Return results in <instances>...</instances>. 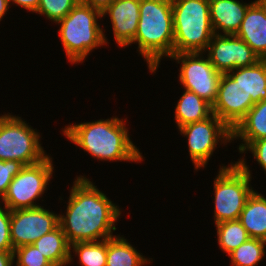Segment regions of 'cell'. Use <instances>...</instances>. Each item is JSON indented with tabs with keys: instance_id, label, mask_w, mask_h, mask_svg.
<instances>
[{
	"instance_id": "8fae6325",
	"label": "cell",
	"mask_w": 266,
	"mask_h": 266,
	"mask_svg": "<svg viewBox=\"0 0 266 266\" xmlns=\"http://www.w3.org/2000/svg\"><path fill=\"white\" fill-rule=\"evenodd\" d=\"M59 226V214L44 206L10 211V238L13 249L33 244Z\"/></svg>"
},
{
	"instance_id": "4316f807",
	"label": "cell",
	"mask_w": 266,
	"mask_h": 266,
	"mask_svg": "<svg viewBox=\"0 0 266 266\" xmlns=\"http://www.w3.org/2000/svg\"><path fill=\"white\" fill-rule=\"evenodd\" d=\"M15 266H54L33 244L14 249Z\"/></svg>"
},
{
	"instance_id": "836d02e7",
	"label": "cell",
	"mask_w": 266,
	"mask_h": 266,
	"mask_svg": "<svg viewBox=\"0 0 266 266\" xmlns=\"http://www.w3.org/2000/svg\"><path fill=\"white\" fill-rule=\"evenodd\" d=\"M10 4L8 0H0V21L3 20L4 15L9 11Z\"/></svg>"
},
{
	"instance_id": "1f68e13d",
	"label": "cell",
	"mask_w": 266,
	"mask_h": 266,
	"mask_svg": "<svg viewBox=\"0 0 266 266\" xmlns=\"http://www.w3.org/2000/svg\"><path fill=\"white\" fill-rule=\"evenodd\" d=\"M112 1L115 0H80L83 4L89 5L101 12L104 11Z\"/></svg>"
},
{
	"instance_id": "f1b7e54d",
	"label": "cell",
	"mask_w": 266,
	"mask_h": 266,
	"mask_svg": "<svg viewBox=\"0 0 266 266\" xmlns=\"http://www.w3.org/2000/svg\"><path fill=\"white\" fill-rule=\"evenodd\" d=\"M0 251H14L10 238V210L0 203Z\"/></svg>"
},
{
	"instance_id": "3957f363",
	"label": "cell",
	"mask_w": 266,
	"mask_h": 266,
	"mask_svg": "<svg viewBox=\"0 0 266 266\" xmlns=\"http://www.w3.org/2000/svg\"><path fill=\"white\" fill-rule=\"evenodd\" d=\"M133 43L149 72L156 73L161 60L173 55L172 0H140L138 29L130 45Z\"/></svg>"
},
{
	"instance_id": "cb8c5ba5",
	"label": "cell",
	"mask_w": 266,
	"mask_h": 266,
	"mask_svg": "<svg viewBox=\"0 0 266 266\" xmlns=\"http://www.w3.org/2000/svg\"><path fill=\"white\" fill-rule=\"evenodd\" d=\"M215 226L218 246L227 255L250 238L239 220L224 221Z\"/></svg>"
},
{
	"instance_id": "2e32d148",
	"label": "cell",
	"mask_w": 266,
	"mask_h": 266,
	"mask_svg": "<svg viewBox=\"0 0 266 266\" xmlns=\"http://www.w3.org/2000/svg\"><path fill=\"white\" fill-rule=\"evenodd\" d=\"M252 3L239 0H209L210 21L214 33L236 34Z\"/></svg>"
},
{
	"instance_id": "7402d4cb",
	"label": "cell",
	"mask_w": 266,
	"mask_h": 266,
	"mask_svg": "<svg viewBox=\"0 0 266 266\" xmlns=\"http://www.w3.org/2000/svg\"><path fill=\"white\" fill-rule=\"evenodd\" d=\"M33 245L54 266H67L69 264L70 244L60 226L50 233L44 234Z\"/></svg>"
},
{
	"instance_id": "52a82bcc",
	"label": "cell",
	"mask_w": 266,
	"mask_h": 266,
	"mask_svg": "<svg viewBox=\"0 0 266 266\" xmlns=\"http://www.w3.org/2000/svg\"><path fill=\"white\" fill-rule=\"evenodd\" d=\"M20 116L0 114V160L32 165L49 154L41 145V134Z\"/></svg>"
},
{
	"instance_id": "9a60e30c",
	"label": "cell",
	"mask_w": 266,
	"mask_h": 266,
	"mask_svg": "<svg viewBox=\"0 0 266 266\" xmlns=\"http://www.w3.org/2000/svg\"><path fill=\"white\" fill-rule=\"evenodd\" d=\"M235 35L245 41L260 59L266 57V0L253 1Z\"/></svg>"
},
{
	"instance_id": "7c38bea8",
	"label": "cell",
	"mask_w": 266,
	"mask_h": 266,
	"mask_svg": "<svg viewBox=\"0 0 266 266\" xmlns=\"http://www.w3.org/2000/svg\"><path fill=\"white\" fill-rule=\"evenodd\" d=\"M203 53L207 54L214 68L222 74L236 68L252 66L261 60L251 47L235 34H214Z\"/></svg>"
},
{
	"instance_id": "4dcf8cb0",
	"label": "cell",
	"mask_w": 266,
	"mask_h": 266,
	"mask_svg": "<svg viewBox=\"0 0 266 266\" xmlns=\"http://www.w3.org/2000/svg\"><path fill=\"white\" fill-rule=\"evenodd\" d=\"M8 1L10 6L12 4H15L16 6L22 7L32 13L37 12L40 2V0H8Z\"/></svg>"
},
{
	"instance_id": "484cf974",
	"label": "cell",
	"mask_w": 266,
	"mask_h": 266,
	"mask_svg": "<svg viewBox=\"0 0 266 266\" xmlns=\"http://www.w3.org/2000/svg\"><path fill=\"white\" fill-rule=\"evenodd\" d=\"M80 0H40L38 13L54 23L63 19Z\"/></svg>"
},
{
	"instance_id": "83f0119b",
	"label": "cell",
	"mask_w": 266,
	"mask_h": 266,
	"mask_svg": "<svg viewBox=\"0 0 266 266\" xmlns=\"http://www.w3.org/2000/svg\"><path fill=\"white\" fill-rule=\"evenodd\" d=\"M21 162L0 160V200L4 197L13 178L23 169Z\"/></svg>"
},
{
	"instance_id": "f546056e",
	"label": "cell",
	"mask_w": 266,
	"mask_h": 266,
	"mask_svg": "<svg viewBox=\"0 0 266 266\" xmlns=\"http://www.w3.org/2000/svg\"><path fill=\"white\" fill-rule=\"evenodd\" d=\"M247 151H250L254 157V161L256 159L257 164L262 167L266 174V138L258 139L253 141L243 152L242 154H246Z\"/></svg>"
},
{
	"instance_id": "30bf717a",
	"label": "cell",
	"mask_w": 266,
	"mask_h": 266,
	"mask_svg": "<svg viewBox=\"0 0 266 266\" xmlns=\"http://www.w3.org/2000/svg\"><path fill=\"white\" fill-rule=\"evenodd\" d=\"M205 56V57H204ZM170 59L180 64V85L213 105L222 73L217 71L203 52L173 54Z\"/></svg>"
},
{
	"instance_id": "4fadbf2b",
	"label": "cell",
	"mask_w": 266,
	"mask_h": 266,
	"mask_svg": "<svg viewBox=\"0 0 266 266\" xmlns=\"http://www.w3.org/2000/svg\"><path fill=\"white\" fill-rule=\"evenodd\" d=\"M255 103L251 96L228 73L221 75L217 97L212 105V113L231 130L245 117Z\"/></svg>"
},
{
	"instance_id": "603a6c76",
	"label": "cell",
	"mask_w": 266,
	"mask_h": 266,
	"mask_svg": "<svg viewBox=\"0 0 266 266\" xmlns=\"http://www.w3.org/2000/svg\"><path fill=\"white\" fill-rule=\"evenodd\" d=\"M72 252L74 255L70 254L69 264L73 262V256H77L80 266H106L107 240L73 243L70 245Z\"/></svg>"
},
{
	"instance_id": "277c9868",
	"label": "cell",
	"mask_w": 266,
	"mask_h": 266,
	"mask_svg": "<svg viewBox=\"0 0 266 266\" xmlns=\"http://www.w3.org/2000/svg\"><path fill=\"white\" fill-rule=\"evenodd\" d=\"M102 12L79 2L58 24V37L71 64L85 62L96 48L107 46L104 29L99 25ZM107 44V45H106Z\"/></svg>"
},
{
	"instance_id": "d6986e66",
	"label": "cell",
	"mask_w": 266,
	"mask_h": 266,
	"mask_svg": "<svg viewBox=\"0 0 266 266\" xmlns=\"http://www.w3.org/2000/svg\"><path fill=\"white\" fill-rule=\"evenodd\" d=\"M251 96L254 103L266 100V61L259 60L256 64L248 67H240L228 72Z\"/></svg>"
},
{
	"instance_id": "5bb4252c",
	"label": "cell",
	"mask_w": 266,
	"mask_h": 266,
	"mask_svg": "<svg viewBox=\"0 0 266 266\" xmlns=\"http://www.w3.org/2000/svg\"><path fill=\"white\" fill-rule=\"evenodd\" d=\"M112 24L114 40L119 47H129L134 40L140 17V0H115L102 11Z\"/></svg>"
},
{
	"instance_id": "6da1fadb",
	"label": "cell",
	"mask_w": 266,
	"mask_h": 266,
	"mask_svg": "<svg viewBox=\"0 0 266 266\" xmlns=\"http://www.w3.org/2000/svg\"><path fill=\"white\" fill-rule=\"evenodd\" d=\"M85 175L76 176L71 187L66 212L59 214V226L68 243L107 240L116 235L121 208Z\"/></svg>"
},
{
	"instance_id": "e0dca14e",
	"label": "cell",
	"mask_w": 266,
	"mask_h": 266,
	"mask_svg": "<svg viewBox=\"0 0 266 266\" xmlns=\"http://www.w3.org/2000/svg\"><path fill=\"white\" fill-rule=\"evenodd\" d=\"M264 138H266V100L255 103L232 130V141L242 140L238 146L239 154H242L253 141Z\"/></svg>"
},
{
	"instance_id": "8992f818",
	"label": "cell",
	"mask_w": 266,
	"mask_h": 266,
	"mask_svg": "<svg viewBox=\"0 0 266 266\" xmlns=\"http://www.w3.org/2000/svg\"><path fill=\"white\" fill-rule=\"evenodd\" d=\"M244 156L230 164L220 165L214 179V223L238 220L249 195L254 191L251 186L252 170Z\"/></svg>"
},
{
	"instance_id": "ba28073f",
	"label": "cell",
	"mask_w": 266,
	"mask_h": 266,
	"mask_svg": "<svg viewBox=\"0 0 266 266\" xmlns=\"http://www.w3.org/2000/svg\"><path fill=\"white\" fill-rule=\"evenodd\" d=\"M53 165V159L49 155L38 163L25 165L11 181L0 203L10 211L40 207L36 202L49 187L47 185L54 173Z\"/></svg>"
},
{
	"instance_id": "9c48e42d",
	"label": "cell",
	"mask_w": 266,
	"mask_h": 266,
	"mask_svg": "<svg viewBox=\"0 0 266 266\" xmlns=\"http://www.w3.org/2000/svg\"><path fill=\"white\" fill-rule=\"evenodd\" d=\"M180 134L187 138L188 152L194 170L205 168L217 145L232 142V130L215 114L179 128Z\"/></svg>"
},
{
	"instance_id": "ac0fdd59",
	"label": "cell",
	"mask_w": 266,
	"mask_h": 266,
	"mask_svg": "<svg viewBox=\"0 0 266 266\" xmlns=\"http://www.w3.org/2000/svg\"><path fill=\"white\" fill-rule=\"evenodd\" d=\"M250 238L266 241V197L253 191L238 219Z\"/></svg>"
},
{
	"instance_id": "d6a6232c",
	"label": "cell",
	"mask_w": 266,
	"mask_h": 266,
	"mask_svg": "<svg viewBox=\"0 0 266 266\" xmlns=\"http://www.w3.org/2000/svg\"><path fill=\"white\" fill-rule=\"evenodd\" d=\"M14 251H0V266H14Z\"/></svg>"
},
{
	"instance_id": "ffe728a7",
	"label": "cell",
	"mask_w": 266,
	"mask_h": 266,
	"mask_svg": "<svg viewBox=\"0 0 266 266\" xmlns=\"http://www.w3.org/2000/svg\"><path fill=\"white\" fill-rule=\"evenodd\" d=\"M212 105L196 93L184 89L175 107L174 119L177 129L202 121L212 115Z\"/></svg>"
},
{
	"instance_id": "7a4b0ae2",
	"label": "cell",
	"mask_w": 266,
	"mask_h": 266,
	"mask_svg": "<svg viewBox=\"0 0 266 266\" xmlns=\"http://www.w3.org/2000/svg\"><path fill=\"white\" fill-rule=\"evenodd\" d=\"M126 119L110 117L91 122L69 124L61 130L74 145L99 161L140 163L142 153L132 142Z\"/></svg>"
},
{
	"instance_id": "5b68a950",
	"label": "cell",
	"mask_w": 266,
	"mask_h": 266,
	"mask_svg": "<svg viewBox=\"0 0 266 266\" xmlns=\"http://www.w3.org/2000/svg\"><path fill=\"white\" fill-rule=\"evenodd\" d=\"M173 54L204 52L215 34L209 0H172Z\"/></svg>"
},
{
	"instance_id": "44dd1931",
	"label": "cell",
	"mask_w": 266,
	"mask_h": 266,
	"mask_svg": "<svg viewBox=\"0 0 266 266\" xmlns=\"http://www.w3.org/2000/svg\"><path fill=\"white\" fill-rule=\"evenodd\" d=\"M123 235L107 239L106 266H144L152 263V258L141 255Z\"/></svg>"
},
{
	"instance_id": "d4e9b609",
	"label": "cell",
	"mask_w": 266,
	"mask_h": 266,
	"mask_svg": "<svg viewBox=\"0 0 266 266\" xmlns=\"http://www.w3.org/2000/svg\"><path fill=\"white\" fill-rule=\"evenodd\" d=\"M266 253V241L249 238L228 256L232 266H257Z\"/></svg>"
}]
</instances>
